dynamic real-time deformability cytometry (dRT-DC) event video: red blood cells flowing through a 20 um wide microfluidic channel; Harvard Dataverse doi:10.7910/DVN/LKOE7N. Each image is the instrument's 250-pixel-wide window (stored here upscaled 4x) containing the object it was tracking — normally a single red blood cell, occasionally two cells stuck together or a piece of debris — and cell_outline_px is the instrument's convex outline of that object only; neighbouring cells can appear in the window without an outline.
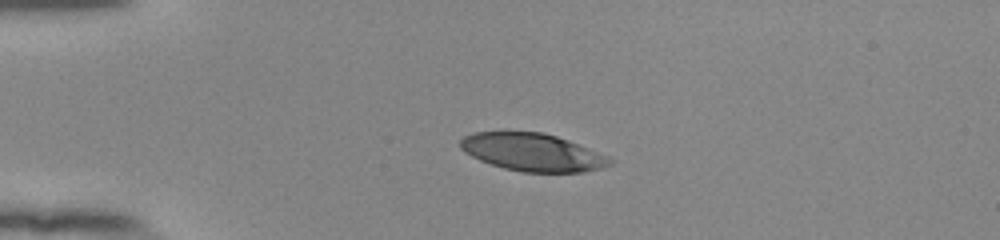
{"species": "human", "species_latin": "Homo sapiens", "temperature_condition": "room temperature", "stored_images_in_passage": 41, "camera_frame_rate_fps": 3000, "um_per_image_px": 0.085, "donor": {"sex": "female"}, "frame": {"image": 1, "passage_image": 1, "time_ms": 0.0, "image_size_px": [1000, 240], "cell_outline_px": [[616, 160], [612, 164], [604, 168], [584, 172], [520, 172], [504, 168], [480, 160], [464, 152], [460, 148], [460, 140], [464, 136], [472, 132], [544, 132], [568, 140], [608, 156]], "centroid_in_image_um": [45.29, 12.95], "position_along_channel_um": 39.7, "area_um2": 32.95}}
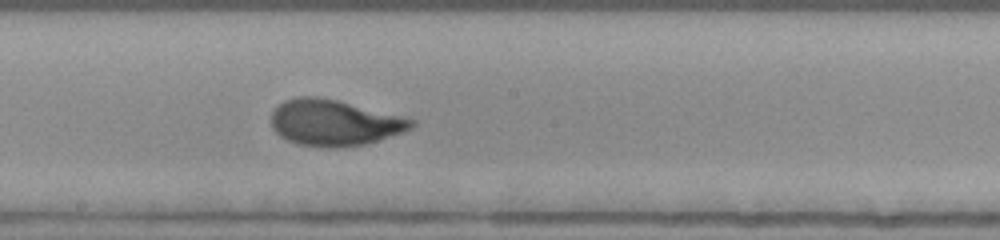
{"frame": {"image": 2, "passage_image": 18, "time_ms": 5.667, "image_size_px": [1000, 240], "cell_outline_px": [[416, 124], [412, 128], [364, 144], [336, 148], [328, 148], [296, 144], [280, 136], [272, 128], [272, 112], [284, 100], [296, 96], [316, 96], [336, 100], [416, 120]], "centroid_in_image_um": [28.36, 10.43], "position_along_channel_um": 219.8, "area_um2": 37.17}}
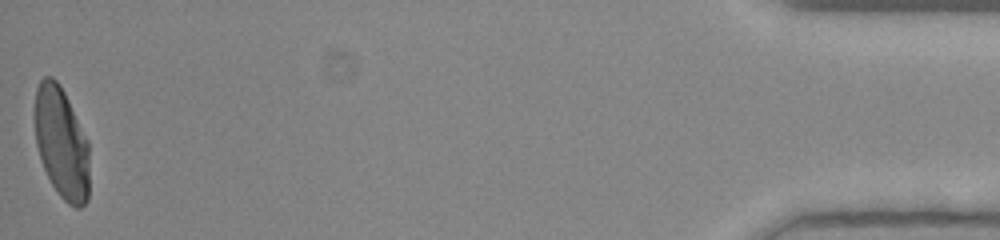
{"frame": {"image": 3, "passage_image": 41, "time_ms": 13.333, "image_size_px": [1000, 240], "cell_outline_px": [[88, 200], [80, 208], [76, 208], [68, 204], [60, 196], [52, 184], [40, 160], [36, 144], [36, 88], [40, 80], [44, 76], [52, 76], [60, 84], [88, 140]], "centroid_in_image_um": [5.23, 12.16], "position_along_channel_um": 430.0, "area_um2": 35.2}, "authors_computed_cell_mechanics": {"area_um2": 36.0094, "velocity_mm_per_s": 3.8969, "shape_relaxation_time_tau1_ms": 4.239, "shape_relaxation_time_tau2_ms": null, "deformation_change_tau1": 0.2107, "deformation_change_tau2": null}}